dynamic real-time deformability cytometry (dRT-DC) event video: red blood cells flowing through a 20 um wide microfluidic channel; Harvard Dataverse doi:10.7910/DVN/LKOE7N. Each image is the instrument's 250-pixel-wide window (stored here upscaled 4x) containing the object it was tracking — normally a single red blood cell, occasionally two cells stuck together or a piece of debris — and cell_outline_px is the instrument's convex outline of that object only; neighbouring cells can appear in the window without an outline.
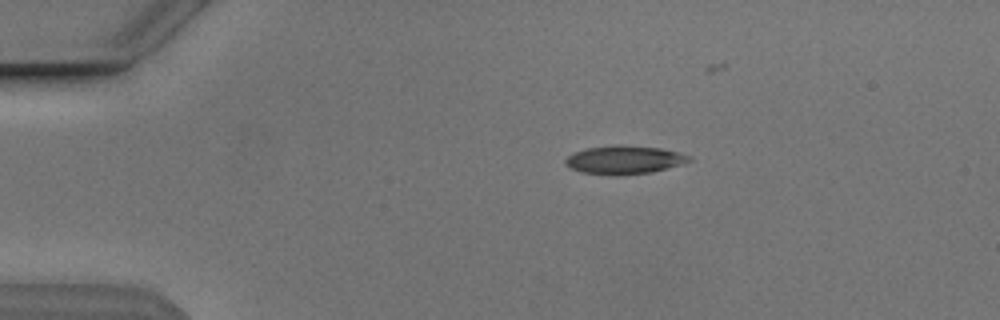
{"species": "Egyptian fruit bat (a non-hibernating species)", "species_latin": "Rousettus aegyptiacus", "temperature_condition": "cold", "stored_images_in_passage": 34, "camera_frame_rate_fps": 3000, "um_per_image_px": 0.085, "animal": {"sex": "male"}, "frame": {"image": 1, "passage_image": 1, "time_ms": 0.0, "image_size_px": [1000, 320], "cell_outline_px": [[692, 160], [680, 164], [652, 172], [616, 176], [580, 172], [564, 164], [564, 160], [568, 156], [576, 152], [588, 148], [616, 144], [620, 144], [660, 148], [676, 152], [688, 156]], "centroid_in_image_um": [53.01, 13.59], "position_along_channel_um": 32.0, "area_um2": 20.35}}
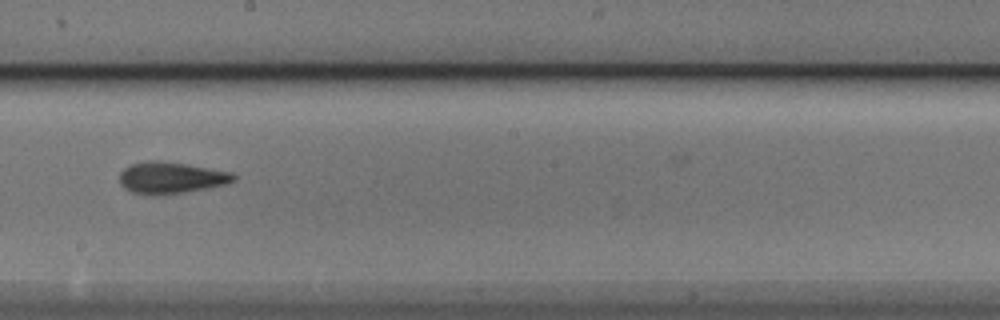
{"frame": {"image": 2, "passage_image": 21, "time_ms": 6.667, "image_size_px": [1000, 320], "cell_outline_px": [[236, 180], [224, 184], [208, 188], [184, 192], [156, 196], [132, 192], [124, 188], [120, 184], [120, 172], [124, 168], [132, 164], [148, 160], [160, 160], [232, 172], [236, 176]], "centroid_in_image_um": [14.51, 15.11], "position_along_channel_um": 233.7, "area_um2": 20.98}}
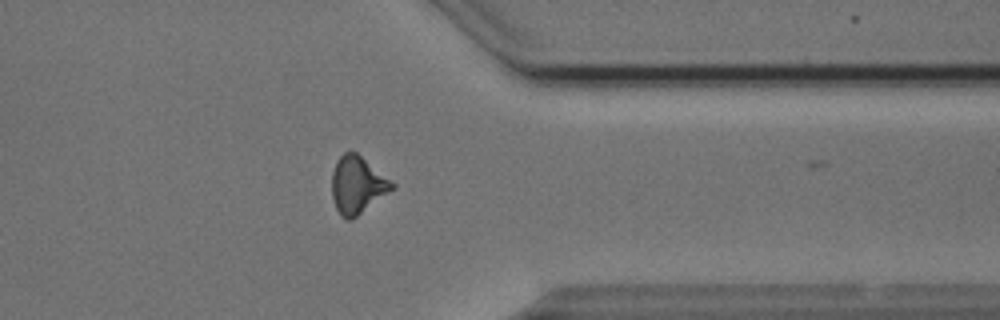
{"frame": {"image": 3, "passage_image": 33, "time_ms": 10.667, "image_size_px": [1000, 320], "cell_outline_px": [[396, 188], [352, 220], [344, 220], [340, 216], [336, 208], [332, 196], [332, 172], [336, 160], [344, 152], [356, 152], [396, 184]], "centroid_in_image_um": [30.38, 15.75], "position_along_channel_um": 381.0, "area_um2": 20.29}}